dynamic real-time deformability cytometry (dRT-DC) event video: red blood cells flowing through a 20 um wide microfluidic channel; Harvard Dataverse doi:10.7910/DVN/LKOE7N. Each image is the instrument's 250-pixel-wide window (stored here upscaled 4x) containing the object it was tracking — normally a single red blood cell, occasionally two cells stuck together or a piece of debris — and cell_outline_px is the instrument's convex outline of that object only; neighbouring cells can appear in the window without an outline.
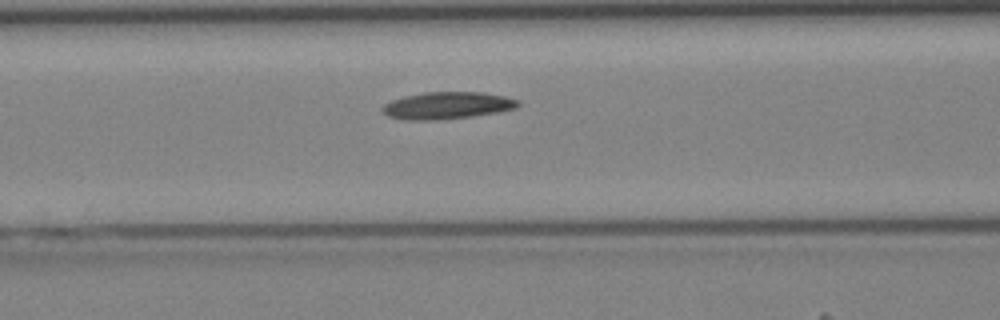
{"species": "Egyptian fruit bat (a non-hibernating species)", "species_latin": "Rousettus aegyptiacus", "temperature_condition": "cold", "stored_images_in_passage": 44, "camera_frame_rate_fps": 3000, "um_per_image_px": 0.085, "animal": {"sex": "female"}, "frame": {"image": 1, "passage_image": 19, "time_ms": 6.0, "image_size_px": [1000, 320], "cell_outline_px": [[520, 104], [516, 108], [496, 112], [472, 116], [432, 120], [408, 120], [388, 116], [380, 108], [384, 104], [392, 100], [404, 96], [424, 92], [480, 92], [504, 96], [520, 100]], "centroid_in_image_um": [38.0, 8.96], "position_along_channel_um": 128.6, "area_um2": 21.27}}
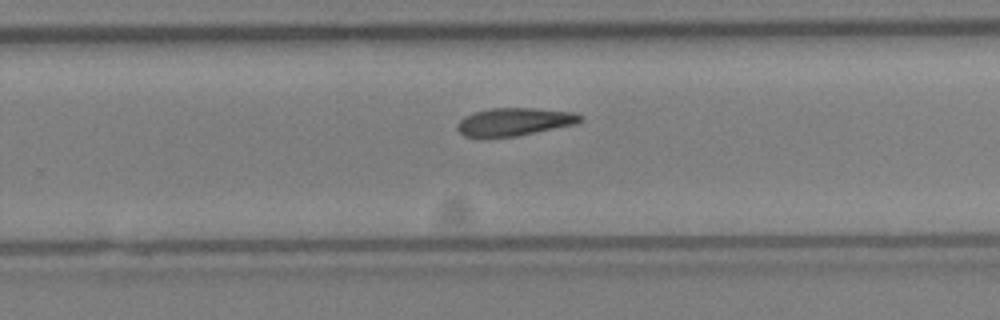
{"frame": {"image": 2, "passage_image": 29, "time_ms": 9.333, "image_size_px": [1000, 320], "cell_outline_px": [[584, 120], [576, 124], [516, 136], [464, 136], [456, 128], [456, 124], [464, 116], [472, 112], [492, 108], [536, 108], [576, 112], [584, 116]], "centroid_in_image_um": [43.77, 10.33], "position_along_channel_um": 286.0, "area_um2": 20.0}}
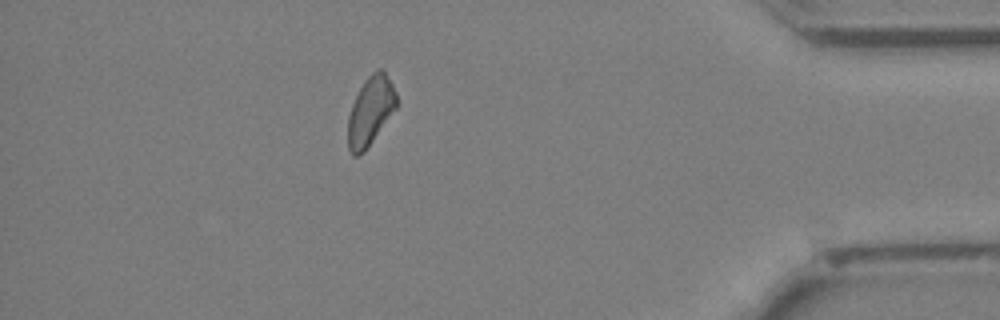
{"frame": {"image": 3, "passage_image": 39, "time_ms": 12.667, "image_size_px": [1000, 320], "cell_outline_px": [[396, 108], [364, 152], [356, 156], [352, 156], [348, 148], [348, 116], [352, 104], [364, 80], [372, 72], [380, 68], [384, 72], [392, 84], [396, 92]], "centroid_in_image_um": [31.47, 9.44], "position_along_channel_um": 403.7, "area_um2": 19.19}}